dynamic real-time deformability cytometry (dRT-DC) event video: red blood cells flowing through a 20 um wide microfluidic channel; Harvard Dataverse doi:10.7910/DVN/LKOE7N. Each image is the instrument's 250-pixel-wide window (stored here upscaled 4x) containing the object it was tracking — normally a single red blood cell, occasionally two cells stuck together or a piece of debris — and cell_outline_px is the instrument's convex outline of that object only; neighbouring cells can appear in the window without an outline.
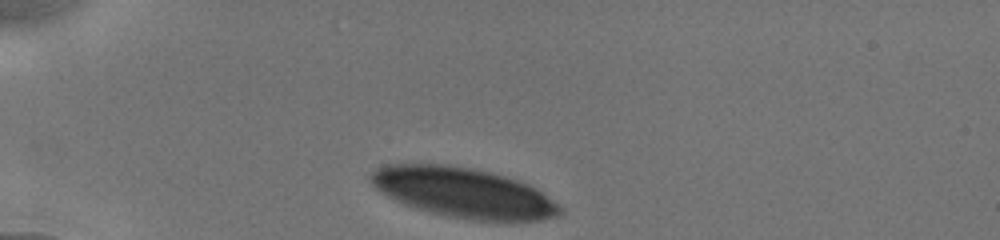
{"species": "human", "species_latin": "Homo sapiens", "temperature_condition": "cold", "stored_images_in_passage": 21, "camera_frame_rate_fps": 3000, "um_per_image_px": 0.085, "donor": {"sex": "male"}, "frame": {"image": 1, "passage_image": 1, "time_ms": 0.0, "image_size_px": [1000, 240], "cell_outline_px": [[564, 212], [560, 216], [540, 220], [512, 224], [472, 220], [448, 216], [416, 208], [404, 204], [380, 192], [368, 180], [368, 176], [376, 168], [384, 164], [448, 164], [488, 172], [504, 176], [528, 184], [540, 192], [556, 204]], "centroid_in_image_um": [39.39, 16.41], "position_along_channel_um": 45.6, "area_um2": 55.43}}
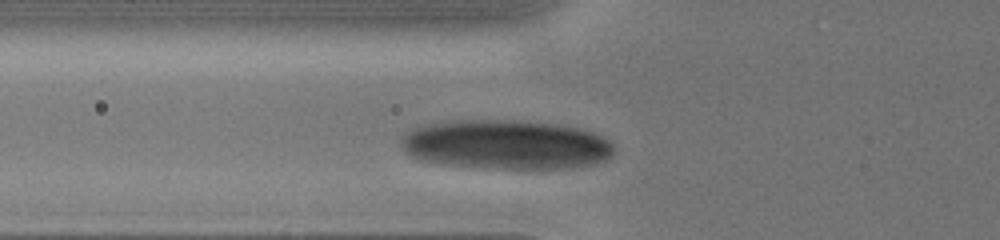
{"frame": {"image": 2, "passage_image": 9, "time_ms": 2.0, "image_size_px": [1000, 240], "cell_outline_px": [[616, 152], [608, 160], [576, 168], [484, 168], [436, 164], [412, 156], [404, 152], [400, 144], [400, 140], [408, 132], [416, 128], [428, 124], [456, 120], [512, 120], [552, 124], [576, 128], [592, 132], [608, 140], [616, 148]], "centroid_in_image_um": [43.03, 12.31], "position_along_channel_um": 82.8, "area_um2": 61.38}}
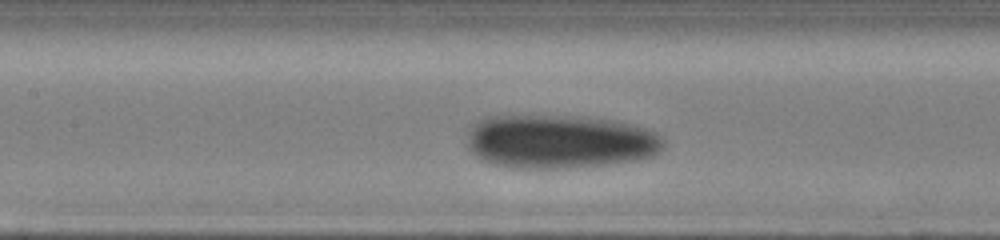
{"frame": {"image": 3, "passage_image": 18, "time_ms": 4.0, "image_size_px": [1000, 240], "cell_outline_px": [[664, 144], [660, 152], [652, 156], [636, 160], [612, 164], [576, 168], [504, 168], [492, 164], [476, 156], [468, 148], [468, 124], [488, 116], [560, 116], [608, 120], [632, 124], [656, 132], [664, 140]], "centroid_in_image_um": [47.53, 12.05], "position_along_channel_um": 159.9, "area_um2": 61.96}}